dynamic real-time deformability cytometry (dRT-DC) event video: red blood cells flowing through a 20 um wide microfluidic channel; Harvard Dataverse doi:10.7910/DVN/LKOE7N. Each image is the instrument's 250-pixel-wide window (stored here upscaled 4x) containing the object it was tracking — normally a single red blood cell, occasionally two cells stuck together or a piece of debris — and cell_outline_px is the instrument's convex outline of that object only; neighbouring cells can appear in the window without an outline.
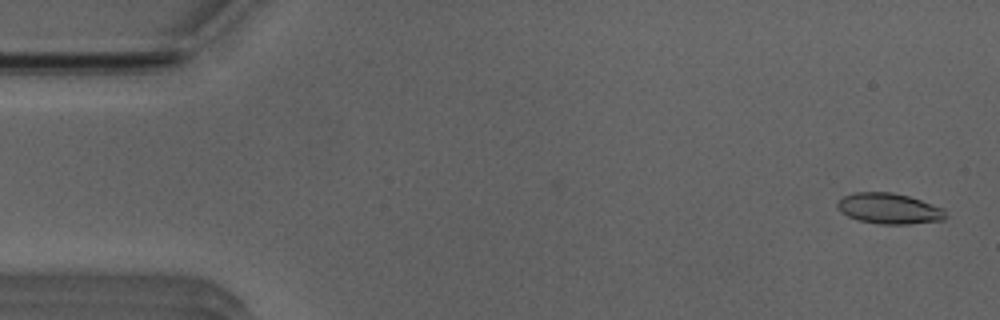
{"species": "Egyptian fruit bat (a non-hibernating species)", "species_latin": "Rousettus aegyptiacus", "temperature_condition": "room temperature", "stored_images_in_passage": 14, "camera_frame_rate_fps": 3000, "um_per_image_px": 0.085, "animal": {"sex": "male"}, "frame": {"image": 1, "passage_image": 2, "time_ms": 0.333, "image_size_px": [1000, 320], "cell_outline_px": [[948, 216], [944, 220], [908, 224], [880, 224], [860, 220], [848, 216], [836, 208], [836, 204], [844, 196], [856, 192], [892, 192], [908, 196], [944, 208]], "centroid_in_image_um": [75.6, 17.73], "position_along_channel_um": 9.4, "area_um2": 19.31}}
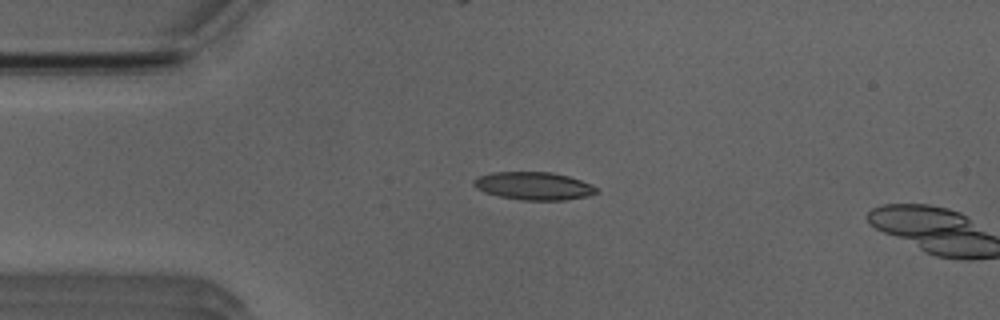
{"frame": {"image": 2, "passage_image": 12, "time_ms": 3.667, "image_size_px": [1000, 320], "cell_outline_px": [[600, 192], [588, 196], [564, 200], [524, 200], [500, 196], [484, 192], [476, 188], [472, 184], [480, 176], [492, 172], [552, 172], [568, 176], [592, 184]], "centroid_in_image_um": [45.41, 15.8], "position_along_channel_um": 39.6, "area_um2": 19.83}}